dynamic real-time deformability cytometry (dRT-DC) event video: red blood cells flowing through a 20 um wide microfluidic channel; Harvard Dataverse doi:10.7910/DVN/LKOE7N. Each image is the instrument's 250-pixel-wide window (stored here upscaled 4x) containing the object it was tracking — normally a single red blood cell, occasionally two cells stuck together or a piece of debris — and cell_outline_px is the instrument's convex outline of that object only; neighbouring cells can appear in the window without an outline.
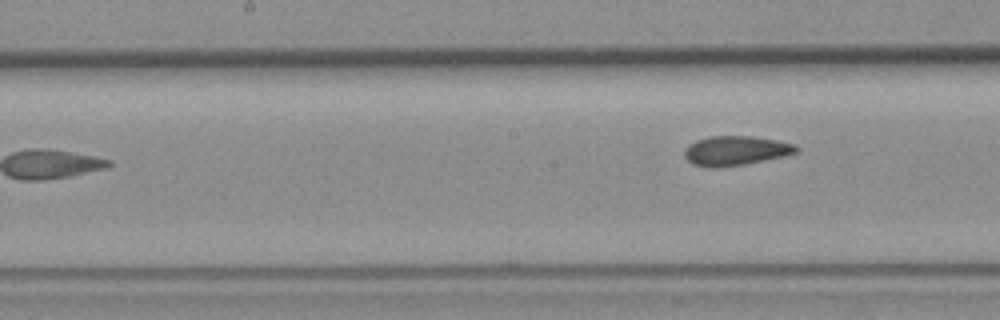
{"species": "common noctule bat (a hibernating species)", "species_latin": "Nyctalus noctula", "temperature_condition": "room temperature", "stored_images_in_passage": 6, "camera_frame_rate_fps": 3000, "um_per_image_px": 0.085, "animal": {"sex": "female", "body_mass_g": 19.3, "forearm_length_mm": 54.1}, "frame": {"image": 1, "passage_image": 6, "time_ms": 6.0, "image_size_px": [1000, 320], "cell_outline_px": [[800, 148], [796, 152], [784, 156], [744, 164], [716, 168], [712, 168], [692, 164], [688, 160], [684, 152], [688, 144], [696, 140], [708, 136], [752, 136], [776, 140], [796, 144]], "centroid_in_image_um": [62.53, 12.8], "position_along_channel_um": 185.7, "area_um2": 19.19}}